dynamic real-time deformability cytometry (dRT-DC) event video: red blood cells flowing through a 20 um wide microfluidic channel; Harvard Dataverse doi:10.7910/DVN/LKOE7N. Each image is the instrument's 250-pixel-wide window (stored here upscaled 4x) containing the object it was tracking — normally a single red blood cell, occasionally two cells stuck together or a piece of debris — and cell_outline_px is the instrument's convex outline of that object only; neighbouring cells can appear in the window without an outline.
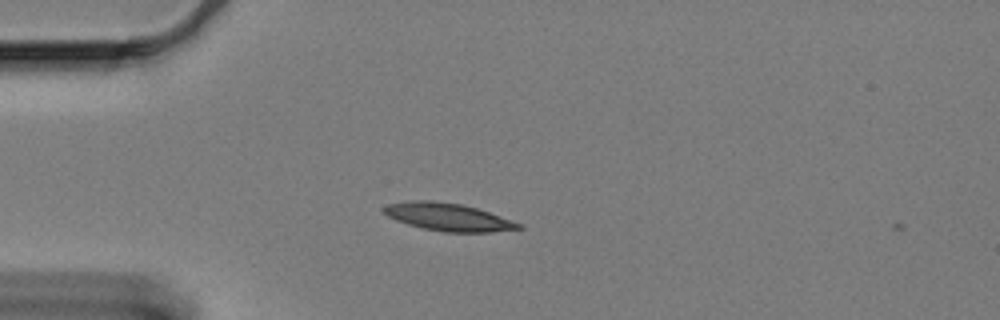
{"species": "Egyptian fruit bat (a non-hibernating species)", "species_latin": "Rousettus aegyptiacus", "temperature_condition": "cold", "stored_images_in_passage": 3, "camera_frame_rate_fps": 3000, "um_per_image_px": 0.085, "animal": {"sex": "female"}, "frame": {"image": 1, "passage_image": 2, "time_ms": 0.333, "image_size_px": [1000, 320], "cell_outline_px": [[524, 228], [492, 232], [444, 232], [420, 228], [396, 220], [388, 216], [380, 208], [388, 204], [416, 200], [432, 200], [460, 204], [476, 208], [524, 224]], "centroid_in_image_um": [38.1, 18.45], "position_along_channel_um": 46.9, "area_um2": 21.73}}